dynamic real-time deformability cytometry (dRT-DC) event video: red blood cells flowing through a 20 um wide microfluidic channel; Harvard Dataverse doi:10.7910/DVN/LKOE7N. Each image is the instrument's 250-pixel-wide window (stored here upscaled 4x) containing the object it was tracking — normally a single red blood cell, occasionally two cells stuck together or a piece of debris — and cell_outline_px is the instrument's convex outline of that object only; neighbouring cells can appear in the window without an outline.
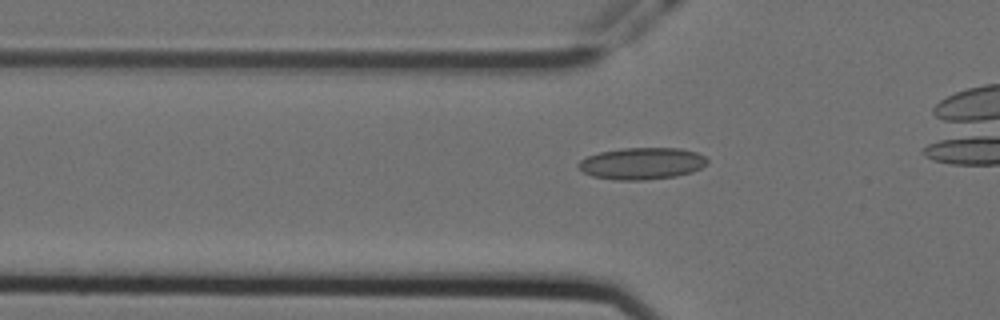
{"species": "Egyptian fruit bat (a non-hibernating species)", "species_latin": "Rousettus aegyptiacus", "temperature_condition": "cold", "stored_images_in_passage": 43, "camera_frame_rate_fps": 3000, "um_per_image_px": 0.085, "animal": {"sex": "female"}, "frame": {"image": 1, "passage_image": 15, "time_ms": 4.667, "image_size_px": [1000, 320], "cell_outline_px": [[708, 164], [692, 172], [676, 176], [644, 180], [612, 180], [592, 176], [584, 172], [576, 164], [580, 160], [588, 156], [600, 152], [620, 148], [680, 148], [696, 152], [704, 156], [708, 160]], "centroid_in_image_um": [54.56, 13.89], "position_along_channel_um": 71.2, "area_um2": 23.99}}
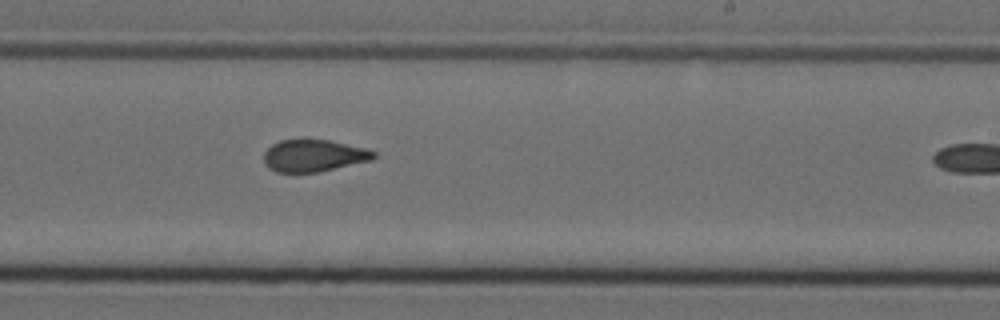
{"frame": {"image": 2, "passage_image": 31, "time_ms": 10.0, "image_size_px": [1000, 320], "cell_outline_px": [[376, 156], [372, 160], [316, 172], [276, 172], [268, 168], [264, 164], [264, 152], [272, 144], [280, 140], [304, 136], [328, 140], [364, 148], [376, 152]], "centroid_in_image_um": [26.61, 13.19], "position_along_channel_um": 262.4, "area_um2": 20.98}}
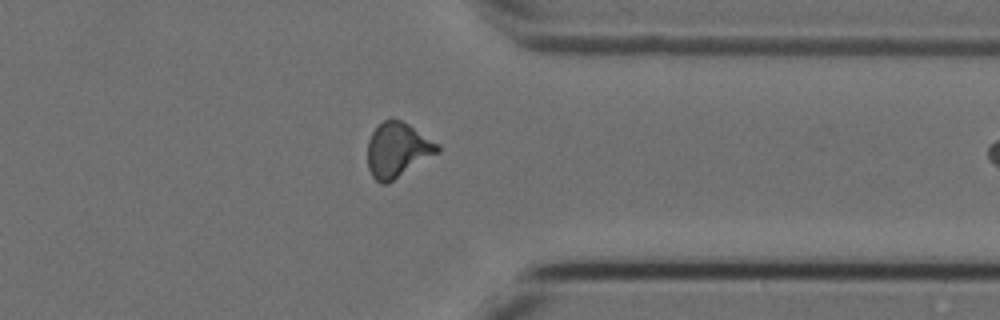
{"frame": {"image": 3, "passage_image": 41, "time_ms": 13.333, "image_size_px": [1000, 320], "cell_outline_px": [[440, 152], [388, 184], [380, 184], [372, 176], [368, 168], [368, 140], [372, 132], [384, 120], [392, 116], [408, 124], [440, 144]], "centroid_in_image_um": [33.8, 12.75], "position_along_channel_um": 377.6, "area_um2": 22.6}}